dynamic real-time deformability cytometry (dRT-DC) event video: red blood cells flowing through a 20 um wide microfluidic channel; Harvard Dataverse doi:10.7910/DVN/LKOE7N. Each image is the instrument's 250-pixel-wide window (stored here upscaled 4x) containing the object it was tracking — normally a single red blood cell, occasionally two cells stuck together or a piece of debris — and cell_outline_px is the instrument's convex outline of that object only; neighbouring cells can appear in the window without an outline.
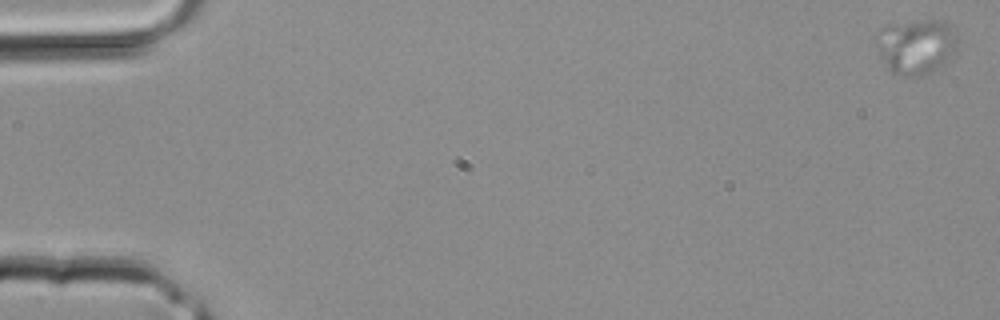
{"species": "common noctule bat (a hibernating species)", "species_latin": "Nyctalus noctula", "temperature_condition": "room temperature", "stored_images_in_passage": 4, "camera_frame_rate_fps": 3000, "um_per_image_px": 0.085, "animal": {"sex": "male", "body_mass_g": 20.4}, "frame": {"image": 1, "passage_image": 1, "time_ms": 0.0, "image_size_px": [1000, 320], "cell_outline_px": [[960, 48], [944, 64], [928, 76], [900, 76], [892, 72], [888, 68], [876, 44], [876, 32], [884, 24], [924, 20], [944, 20], [952, 24], [956, 28], [960, 44]], "centroid_in_image_um": [77.96, 3.92], "position_along_channel_um": 7.0, "area_um2": 27.17}}